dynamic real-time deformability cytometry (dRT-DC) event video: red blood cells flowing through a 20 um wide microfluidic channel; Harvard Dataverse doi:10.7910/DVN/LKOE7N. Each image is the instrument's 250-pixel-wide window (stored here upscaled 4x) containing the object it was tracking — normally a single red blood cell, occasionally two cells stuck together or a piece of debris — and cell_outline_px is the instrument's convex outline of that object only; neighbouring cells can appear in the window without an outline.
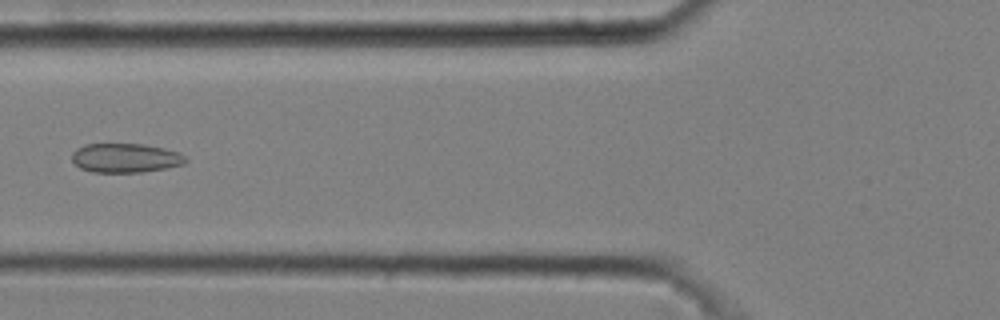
{"species": "common noctule bat (a hibernating species)", "species_latin": "Nyctalus noctula", "temperature_condition": "cold", "stored_images_in_passage": 6, "camera_frame_rate_fps": 3000, "um_per_image_px": 0.085, "animal": {"sex": "male", "body_mass_g": 20.4}, "frame": {"image": 1, "passage_image": 6, "time_ms": 1.667, "image_size_px": [1000, 320], "cell_outline_px": [[188, 160], [184, 164], [168, 168], [140, 172], [92, 172], [80, 168], [72, 160], [72, 152], [76, 148], [84, 144], [144, 144], [164, 148], [180, 152]], "centroid_in_image_um": [10.67, 13.42], "position_along_channel_um": 115.1, "area_um2": 19.48}}